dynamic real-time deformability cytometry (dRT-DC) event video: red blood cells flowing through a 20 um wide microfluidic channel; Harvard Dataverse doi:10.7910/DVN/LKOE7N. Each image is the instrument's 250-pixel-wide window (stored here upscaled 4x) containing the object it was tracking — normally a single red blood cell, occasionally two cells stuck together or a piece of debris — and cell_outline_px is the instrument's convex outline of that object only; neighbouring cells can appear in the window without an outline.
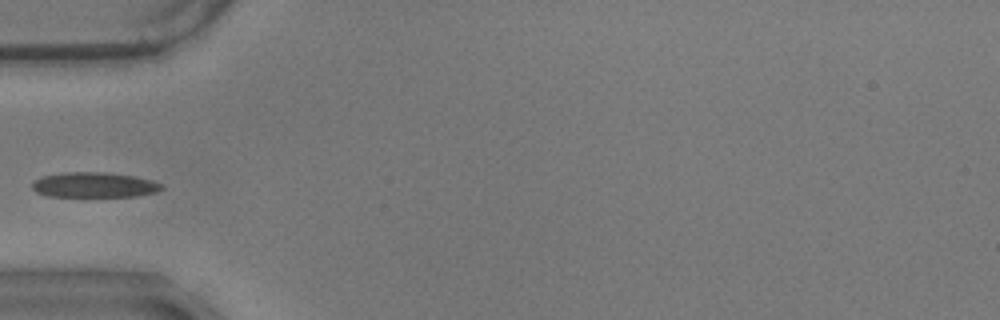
{"species": "common noctule bat (a hibernating species)", "species_latin": "Nyctalus noctula", "temperature_condition": "warm", "stored_images_in_passage": 33, "camera_frame_rate_fps": 3000, "um_per_image_px": 0.085, "animal": {"sex": "male", "body_mass_g": 17.9}, "frame": {"image": 1, "passage_image": 1, "time_ms": 0.0, "image_size_px": [1000, 320], "cell_outline_px": [[164, 188], [156, 192], [136, 196], [48, 196], [36, 192], [32, 188], [32, 184], [40, 176], [64, 172], [104, 172], [136, 176], [152, 180], [164, 184]], "centroid_in_image_um": [8.03, 15.71], "position_along_channel_um": 77.0, "area_um2": 19.07}}
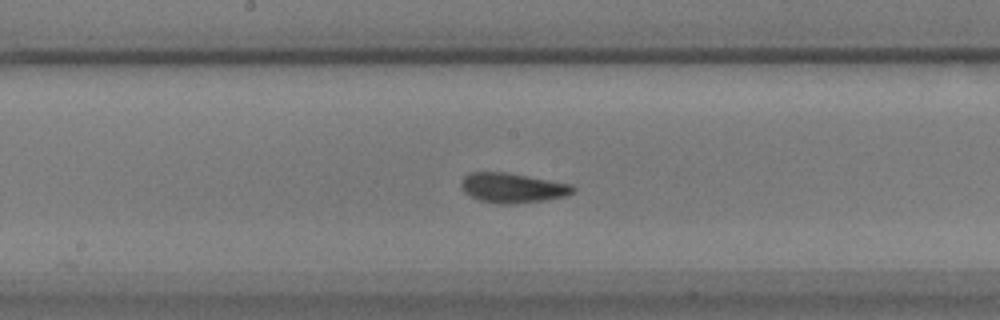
{"frame": {"image": 2, "passage_image": 12, "time_ms": 3.667, "image_size_px": [1000, 320], "cell_outline_px": [[576, 188], [572, 192], [564, 196], [544, 200], [516, 204], [500, 204], [480, 200], [464, 192], [460, 184], [464, 176], [468, 172], [504, 172], [528, 176], [572, 184]], "centroid_in_image_um": [43.55, 15.96], "position_along_channel_um": 204.7, "area_um2": 19.31}}
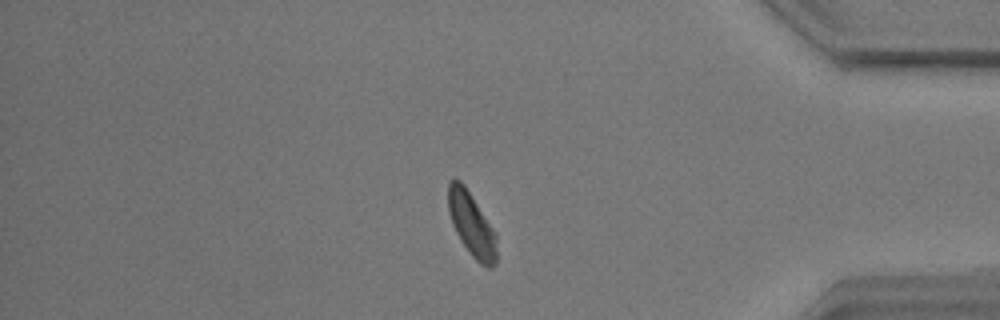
{"frame": {"image": 3, "passage_image": 31, "time_ms": 10.0, "image_size_px": [1000, 320], "cell_outline_px": [[496, 264], [488, 268], [480, 264], [472, 256], [460, 240], [452, 224], [448, 212], [448, 180], [460, 180], [464, 184], [496, 232]], "centroid_in_image_um": [40.08, 19.08], "position_along_channel_um": 395.1, "area_um2": 18.03}}